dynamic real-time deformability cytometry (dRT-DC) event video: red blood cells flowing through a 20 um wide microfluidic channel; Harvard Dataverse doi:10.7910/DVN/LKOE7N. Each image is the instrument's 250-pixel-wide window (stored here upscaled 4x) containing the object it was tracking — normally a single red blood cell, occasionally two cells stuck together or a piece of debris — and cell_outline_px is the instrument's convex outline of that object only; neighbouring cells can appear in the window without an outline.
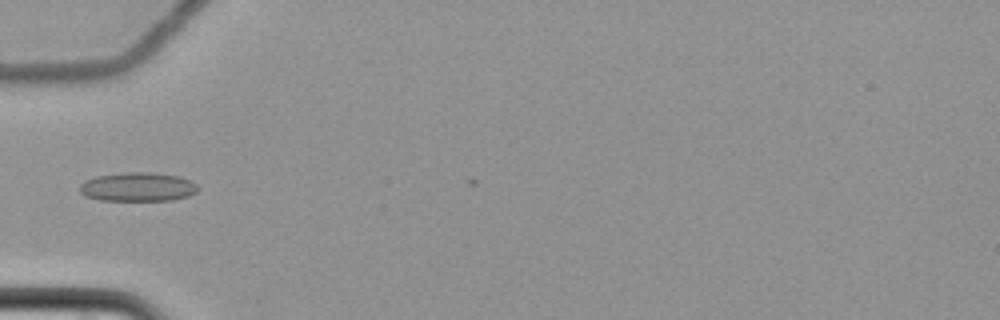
{"species": "common noctule bat (a hibernating species)", "species_latin": "Nyctalus noctula", "temperature_condition": "cold", "stored_images_in_passage": 13, "camera_frame_rate_fps": 3000, "um_per_image_px": 0.085, "animal": {"sex": "female", "body_mass_g": 22.7, "forearm_length_mm": 54.2}, "frame": {"image": 1, "passage_image": 3, "time_ms": 0.667, "image_size_px": [1000, 320], "cell_outline_px": [[200, 188], [196, 192], [188, 196], [172, 200], [100, 200], [84, 196], [80, 192], [80, 184], [84, 180], [96, 176], [128, 172], [148, 172], [180, 176], [196, 184]], "centroid_in_image_um": [11.7, 15.89], "position_along_channel_um": 73.3, "area_um2": 19.94}}
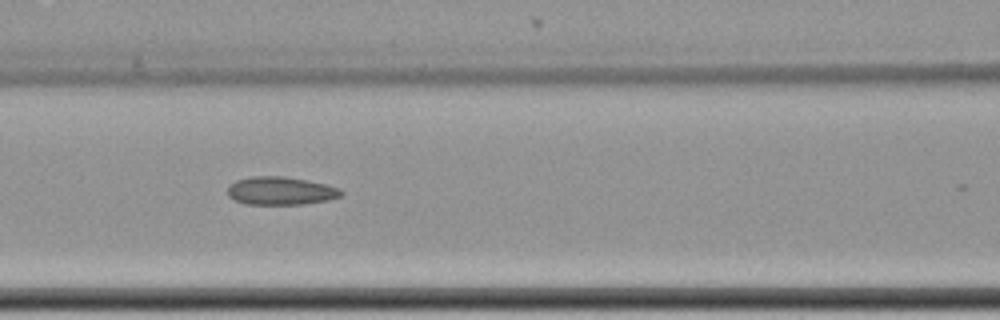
{"frame": {"image": 2, "passage_image": 9, "time_ms": 2.667, "image_size_px": [1000, 320], "cell_outline_px": [[344, 192], [340, 196], [328, 200], [304, 204], [244, 204], [232, 200], [228, 196], [228, 184], [236, 180], [252, 176], [284, 176], [308, 180], [340, 188]], "centroid_in_image_um": [23.82, 16.22], "position_along_channel_um": 142.8, "area_um2": 18.79}}
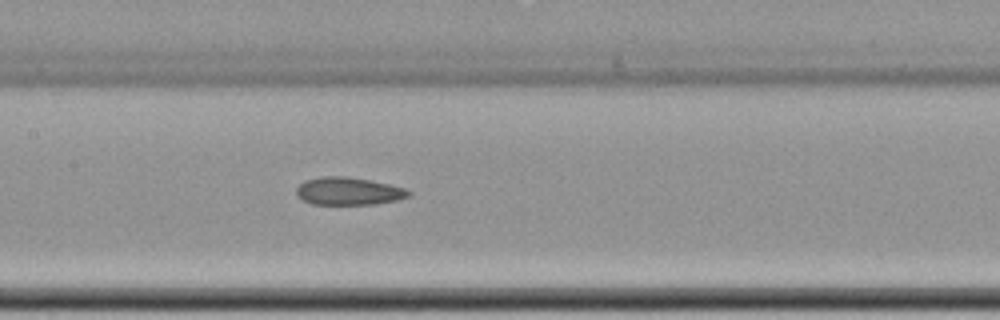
{"frame": {"image": 3, "passage_image": 12, "time_ms": 3.667, "image_size_px": [1000, 320], "cell_outline_px": [[412, 196], [396, 200], [372, 204], [312, 204], [296, 196], [296, 188], [304, 180], [324, 176], [348, 176], [388, 184], [404, 188], [412, 192]], "centroid_in_image_um": [29.61, 16.24], "position_along_channel_um": 177.8, "area_um2": 18.09}}